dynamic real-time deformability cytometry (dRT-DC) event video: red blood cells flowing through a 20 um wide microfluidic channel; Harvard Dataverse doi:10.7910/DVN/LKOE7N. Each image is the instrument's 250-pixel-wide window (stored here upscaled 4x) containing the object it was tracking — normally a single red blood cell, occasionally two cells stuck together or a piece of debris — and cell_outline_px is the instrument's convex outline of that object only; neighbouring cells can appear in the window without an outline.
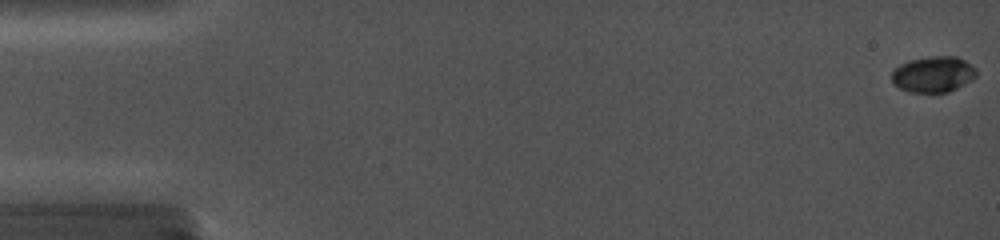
{"species": "common noctule bat (a hibernating species)", "species_latin": "Nyctalus noctula", "temperature_condition": "cold", "stored_images_in_passage": 72, "camera_frame_rate_fps": 5000, "um_per_image_px": 0.085, "animal": {"sex": "female", "body_mass_g": 19.0, "forearm_length_mm": 56.7}, "frame": {"image": 1, "passage_image": 1, "time_ms": 0.0, "image_size_px": [1000, 240], "cell_outline_px": [[976, 76], [972, 80], [948, 92], [908, 92], [892, 84], [892, 72], [900, 64], [912, 60], [932, 56], [956, 56], [964, 60], [976, 68]], "centroid_in_image_um": [79.33, 6.32], "position_along_channel_um": 5.7, "area_um2": 17.63}}
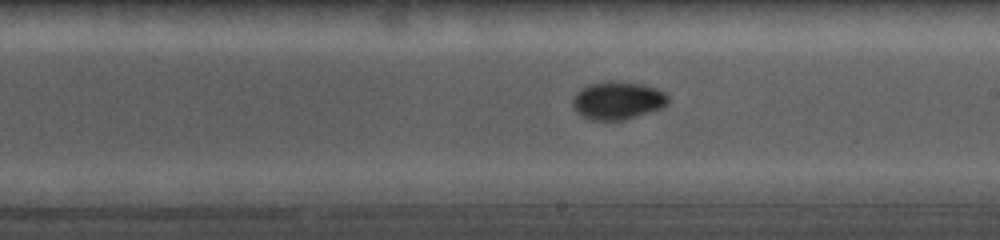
{"frame": {"image": 2, "passage_image": 43, "time_ms": 10.2, "image_size_px": [1000, 240], "cell_outline_px": [[668, 100], [664, 108], [620, 120], [592, 120], [576, 112], [572, 104], [572, 96], [580, 88], [588, 84], [608, 80], [616, 80], [644, 84], [656, 88], [664, 92], [668, 96]], "centroid_in_image_um": [52.48, 8.51], "position_along_channel_um": 236.5, "area_um2": 21.33}}
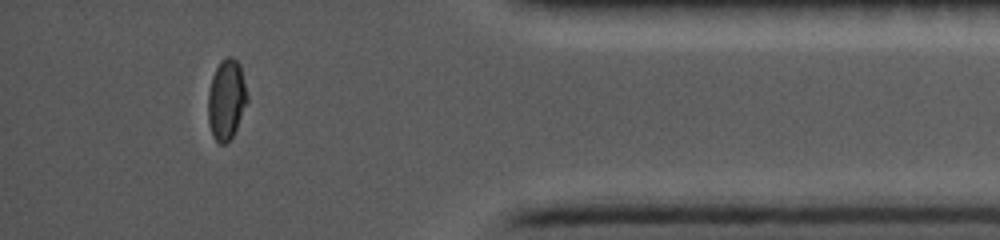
{"frame": {"image": 3, "passage_image": 66, "time_ms": 15.4, "image_size_px": [1000, 240], "cell_outline_px": [[248, 100], [236, 128], [232, 136], [224, 144], [220, 144], [216, 140], [212, 132], [208, 120], [208, 92], [212, 76], [220, 60], [224, 56], [232, 56], [240, 64], [248, 96]], "centroid_in_image_um": [19.24, 8.4], "position_along_channel_um": 416.0, "area_um2": 18.26}}